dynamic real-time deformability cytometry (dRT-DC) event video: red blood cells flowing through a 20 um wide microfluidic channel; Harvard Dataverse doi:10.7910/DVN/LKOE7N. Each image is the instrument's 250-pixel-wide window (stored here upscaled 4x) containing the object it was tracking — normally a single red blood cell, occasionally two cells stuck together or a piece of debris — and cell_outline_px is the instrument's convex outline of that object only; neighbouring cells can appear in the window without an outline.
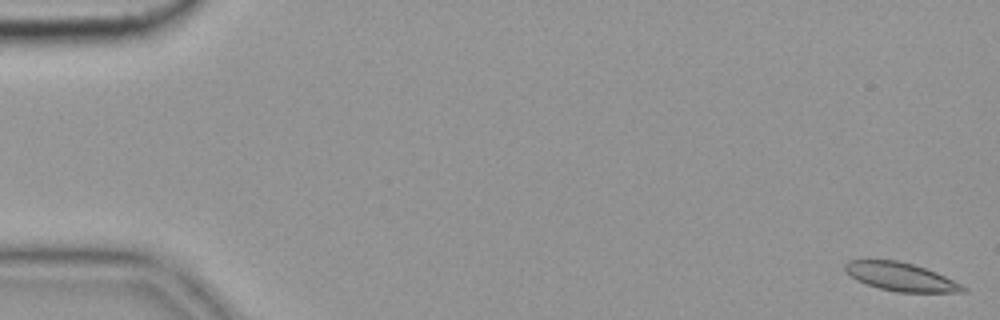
{"species": "common noctule bat (a hibernating species)", "species_latin": "Nyctalus noctula", "temperature_condition": "cold", "stored_images_in_passage": 7, "camera_frame_rate_fps": 3000, "um_per_image_px": 0.085, "animal": {"sex": "female", "body_mass_g": 19.9}, "frame": {"image": 1, "passage_image": 1, "time_ms": 0.0, "image_size_px": [1000, 320], "cell_outline_px": [[968, 292], [896, 292], [880, 288], [856, 280], [844, 268], [844, 264], [848, 260], [896, 260], [912, 264], [936, 272], [968, 288]], "centroid_in_image_um": [76.57, 23.53], "position_along_channel_um": 8.4, "area_um2": 19.19}}
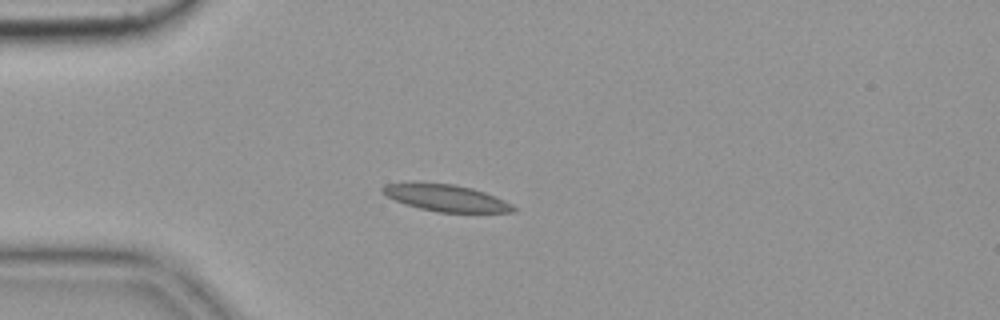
{"frame": {"image": 2, "passage_image": 5, "time_ms": 1.333, "image_size_px": [1000, 320], "cell_outline_px": [[516, 212], [440, 212], [420, 208], [404, 204], [380, 192], [380, 188], [384, 184], [412, 180], [456, 184], [472, 188], [484, 192], [504, 200], [512, 204], [516, 208]], "centroid_in_image_um": [37.83, 16.78], "position_along_channel_um": 47.2, "area_um2": 20.92}}